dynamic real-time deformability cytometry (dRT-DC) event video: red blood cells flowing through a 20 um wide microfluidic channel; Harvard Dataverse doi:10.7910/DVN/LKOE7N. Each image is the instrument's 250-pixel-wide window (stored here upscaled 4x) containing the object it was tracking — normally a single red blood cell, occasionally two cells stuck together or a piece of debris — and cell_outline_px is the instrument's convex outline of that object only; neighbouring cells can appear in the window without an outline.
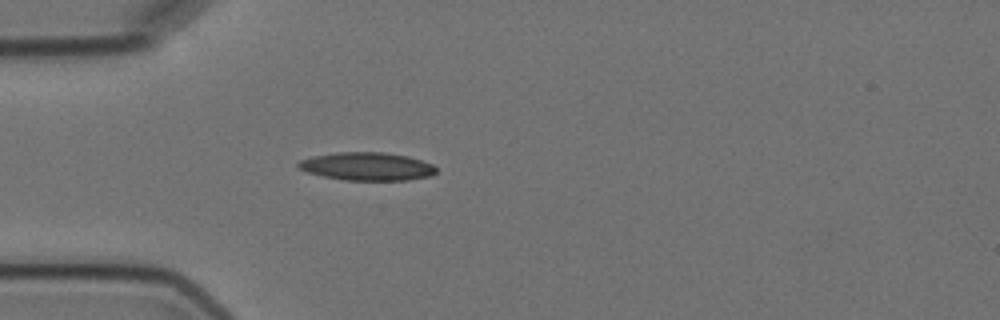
{"species": "Egyptian fruit bat (a non-hibernating species)", "species_latin": "Rousettus aegyptiacus", "temperature_condition": "cold", "stored_images_in_passage": 3, "camera_frame_rate_fps": 3000, "um_per_image_px": 0.085, "animal": {"sex": "female"}, "frame": {"image": 1, "passage_image": 3, "time_ms": 3.667, "image_size_px": [1000, 320], "cell_outline_px": [[436, 172], [428, 176], [408, 180], [344, 180], [324, 176], [308, 172], [300, 168], [296, 164], [300, 160], [312, 156], [340, 152], [384, 152], [408, 156], [432, 164], [436, 168]], "centroid_in_image_um": [31.19, 14.14], "position_along_channel_um": 53.8, "area_um2": 22.37}}